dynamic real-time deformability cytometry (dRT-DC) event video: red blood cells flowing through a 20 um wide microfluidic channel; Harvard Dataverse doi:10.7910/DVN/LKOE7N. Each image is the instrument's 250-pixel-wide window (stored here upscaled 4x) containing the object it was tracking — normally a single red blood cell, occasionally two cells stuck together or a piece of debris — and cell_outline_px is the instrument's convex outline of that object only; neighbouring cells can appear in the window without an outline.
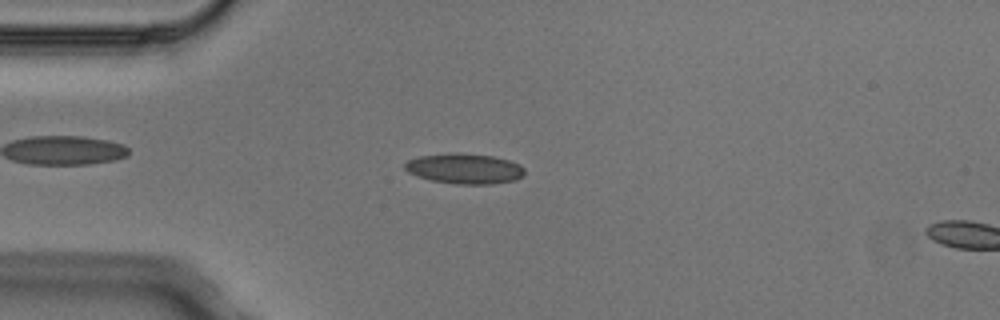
{"species": "Egyptian fruit bat (a non-hibernating species)", "species_latin": "Rousettus aegyptiacus", "temperature_condition": "cold", "stored_images_in_passage": 4, "segment_of_instrument_passage": [1, 2], "camera_frame_rate_fps": 3000, "um_per_image_px": 0.085, "animal": {"sex": "male"}, "frame": {"image": 1, "passage_image": 3, "time_ms": 0.667, "image_size_px": [1000, 320], "cell_outline_px": [[524, 176], [516, 180], [492, 184], [456, 184], [432, 180], [408, 172], [404, 168], [404, 164], [408, 160], [420, 156], [456, 152], [492, 156], [508, 160], [520, 164], [524, 168]], "centroid_in_image_um": [39.52, 14.33], "position_along_channel_um": 45.5, "area_um2": 21.1}}